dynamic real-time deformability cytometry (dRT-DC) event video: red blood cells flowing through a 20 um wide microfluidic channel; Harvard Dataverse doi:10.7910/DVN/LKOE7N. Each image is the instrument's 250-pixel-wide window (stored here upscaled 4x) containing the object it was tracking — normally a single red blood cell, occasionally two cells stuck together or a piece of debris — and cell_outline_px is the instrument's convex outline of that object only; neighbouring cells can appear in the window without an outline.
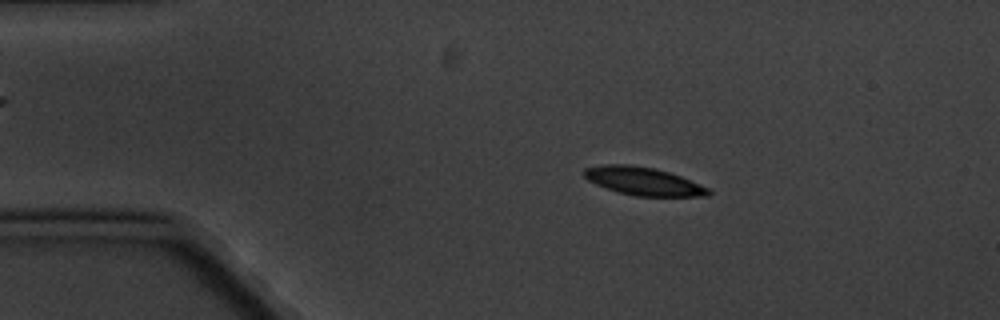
{"species": "common noctule bat (a hibernating species)", "species_latin": "Nyctalus noctula", "temperature_condition": "cold", "stored_images_in_passage": 5, "camera_frame_rate_fps": 3000, "um_per_image_px": 0.085, "animal": {"sex": "male", "body_mass_g": 20.1, "forearm_length_mm": 53.5}, "frame": {"image": 1, "passage_image": 2, "time_ms": 1.333, "image_size_px": [1000, 320], "cell_outline_px": [[712, 192], [708, 196], [636, 196], [616, 192], [596, 184], [588, 180], [584, 176], [584, 168], [604, 164], [628, 164], [652, 168], [668, 172], [680, 176], [700, 184], [708, 188]], "centroid_in_image_um": [54.66, 15.4], "position_along_channel_um": 30.3, "area_um2": 20.23}}
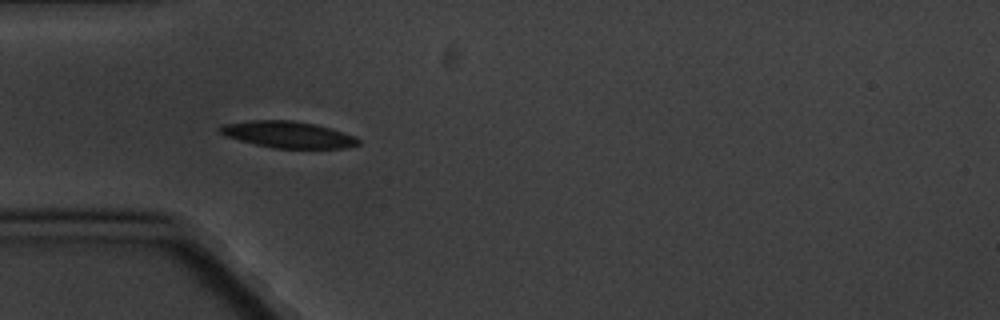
{"frame": {"image": 2, "passage_image": 4, "time_ms": 3.667, "image_size_px": [1000, 320], "cell_outline_px": [[360, 144], [344, 148], [272, 148], [224, 136], [216, 128], [224, 124], [252, 120], [292, 120], [316, 124], [356, 136], [360, 140]], "centroid_in_image_um": [24.48, 11.43], "position_along_channel_um": 60.5, "area_um2": 21.39}}